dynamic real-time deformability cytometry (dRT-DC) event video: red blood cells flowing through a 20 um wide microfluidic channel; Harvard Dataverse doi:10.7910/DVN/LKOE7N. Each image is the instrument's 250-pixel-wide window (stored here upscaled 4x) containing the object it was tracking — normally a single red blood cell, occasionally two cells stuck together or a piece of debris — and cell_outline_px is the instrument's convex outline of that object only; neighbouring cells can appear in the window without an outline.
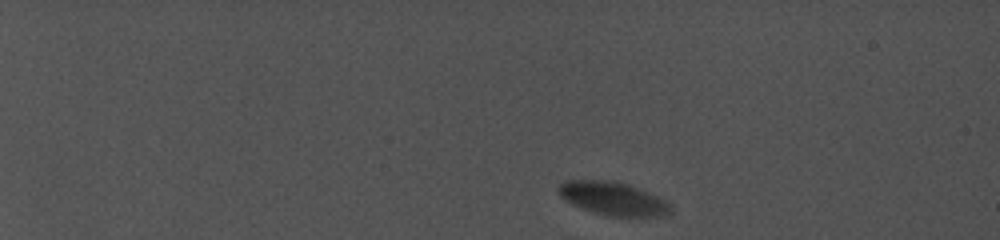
{"species": "common noctule bat (a hibernating species)", "species_latin": "Nyctalus noctula", "temperature_condition": "cold", "stored_images_in_passage": 14, "camera_frame_rate_fps": 5000, "um_per_image_px": 0.085, "animal": {"sex": "female", "body_mass_g": 19.0, "forearm_length_mm": 56.7}, "frame": {"image": 1, "passage_image": 1, "time_ms": 0.0, "image_size_px": [1000, 240], "cell_outline_px": [[672, 212], [668, 216], [612, 216], [592, 212], [572, 204], [564, 200], [560, 196], [556, 188], [560, 184], [568, 180], [612, 180], [628, 184], [648, 192], [664, 200], [672, 208]], "centroid_in_image_um": [52.09, 16.87], "position_along_channel_um": 32.9, "area_um2": 21.73}}